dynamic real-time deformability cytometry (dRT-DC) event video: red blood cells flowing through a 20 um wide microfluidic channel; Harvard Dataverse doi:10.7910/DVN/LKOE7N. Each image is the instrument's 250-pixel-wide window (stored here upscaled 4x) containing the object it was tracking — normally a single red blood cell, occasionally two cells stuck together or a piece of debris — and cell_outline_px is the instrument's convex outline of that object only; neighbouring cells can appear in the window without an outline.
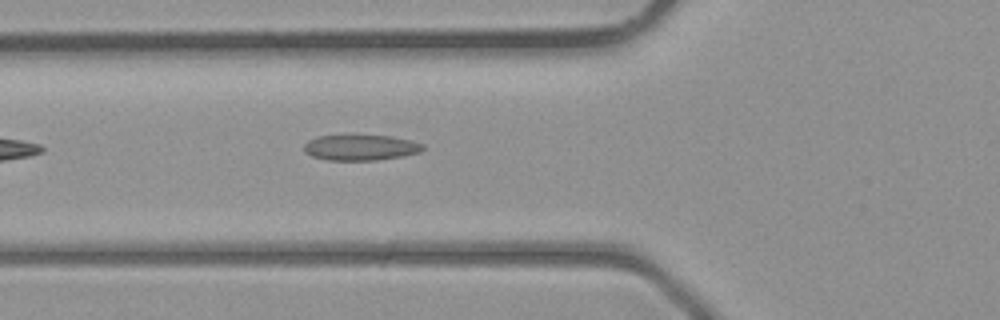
{"species": "common noctule bat (a hibernating species)", "species_latin": "Nyctalus noctula", "temperature_condition": "room temperature", "stored_images_in_passage": 3, "camera_frame_rate_fps": 3000, "um_per_image_px": 0.085, "animal": {"sex": "male", "body_mass_g": 23.1, "forearm_length_mm": 52.7}, "frame": {"image": 1, "passage_image": 3, "time_ms": 2.333, "image_size_px": [1000, 320], "cell_outline_px": [[424, 148], [420, 152], [400, 156], [376, 160], [328, 160], [312, 156], [304, 152], [304, 144], [308, 140], [316, 136], [344, 132], [392, 136], [412, 140], [424, 144]], "centroid_in_image_um": [30.6, 12.48], "position_along_channel_um": 95.2, "area_um2": 18.73}}